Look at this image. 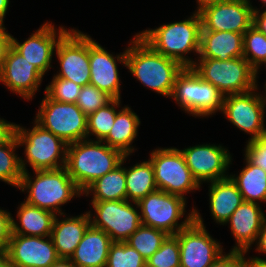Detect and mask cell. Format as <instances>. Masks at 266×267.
I'll return each mask as SVG.
<instances>
[{"mask_svg": "<svg viewBox=\"0 0 266 267\" xmlns=\"http://www.w3.org/2000/svg\"><path fill=\"white\" fill-rule=\"evenodd\" d=\"M30 124L27 127L17 123L15 132L19 149L23 148L20 155L23 172L65 167L67 143L33 119Z\"/></svg>", "mask_w": 266, "mask_h": 267, "instance_id": "5b68a950", "label": "cell"}, {"mask_svg": "<svg viewBox=\"0 0 266 267\" xmlns=\"http://www.w3.org/2000/svg\"><path fill=\"white\" fill-rule=\"evenodd\" d=\"M83 196L89 201L127 200L125 156L121 164L113 171L108 172L91 183L83 191Z\"/></svg>", "mask_w": 266, "mask_h": 267, "instance_id": "f1b7e54d", "label": "cell"}, {"mask_svg": "<svg viewBox=\"0 0 266 267\" xmlns=\"http://www.w3.org/2000/svg\"><path fill=\"white\" fill-rule=\"evenodd\" d=\"M253 8H263V7H266V0H258V3L260 2L259 6L257 7L256 5H254L253 1L252 0H248Z\"/></svg>", "mask_w": 266, "mask_h": 267, "instance_id": "f5cc1de1", "label": "cell"}, {"mask_svg": "<svg viewBox=\"0 0 266 267\" xmlns=\"http://www.w3.org/2000/svg\"><path fill=\"white\" fill-rule=\"evenodd\" d=\"M5 254L13 267H49L59 259L51 236L12 234Z\"/></svg>", "mask_w": 266, "mask_h": 267, "instance_id": "ffe728a7", "label": "cell"}, {"mask_svg": "<svg viewBox=\"0 0 266 267\" xmlns=\"http://www.w3.org/2000/svg\"><path fill=\"white\" fill-rule=\"evenodd\" d=\"M250 252H245L246 267H266V260H262L253 256H250Z\"/></svg>", "mask_w": 266, "mask_h": 267, "instance_id": "bcb514c9", "label": "cell"}, {"mask_svg": "<svg viewBox=\"0 0 266 267\" xmlns=\"http://www.w3.org/2000/svg\"><path fill=\"white\" fill-rule=\"evenodd\" d=\"M243 155L254 165L266 171V134L258 139L246 141Z\"/></svg>", "mask_w": 266, "mask_h": 267, "instance_id": "f35d334b", "label": "cell"}, {"mask_svg": "<svg viewBox=\"0 0 266 267\" xmlns=\"http://www.w3.org/2000/svg\"><path fill=\"white\" fill-rule=\"evenodd\" d=\"M89 34V62L91 68L90 84L106 92L113 99L122 100V76L119 66L126 70V51L111 52Z\"/></svg>", "mask_w": 266, "mask_h": 267, "instance_id": "e0dca14e", "label": "cell"}, {"mask_svg": "<svg viewBox=\"0 0 266 267\" xmlns=\"http://www.w3.org/2000/svg\"><path fill=\"white\" fill-rule=\"evenodd\" d=\"M19 150L15 135L0 146V181L14 189H18L23 175Z\"/></svg>", "mask_w": 266, "mask_h": 267, "instance_id": "4dcf8cb0", "label": "cell"}, {"mask_svg": "<svg viewBox=\"0 0 266 267\" xmlns=\"http://www.w3.org/2000/svg\"><path fill=\"white\" fill-rule=\"evenodd\" d=\"M263 70H265L266 71V61L263 63V65L261 66V67H259L258 69H257V71H256V86L258 87V88H263V90H265L266 91V79H265V81L262 83L261 82V84H260V82H259V80H260V74H262L261 73V71H263ZM263 84V85H262ZM263 86V87H262Z\"/></svg>", "mask_w": 266, "mask_h": 267, "instance_id": "f907efd6", "label": "cell"}, {"mask_svg": "<svg viewBox=\"0 0 266 267\" xmlns=\"http://www.w3.org/2000/svg\"><path fill=\"white\" fill-rule=\"evenodd\" d=\"M252 25L266 35V7L254 8Z\"/></svg>", "mask_w": 266, "mask_h": 267, "instance_id": "f6af8a7d", "label": "cell"}, {"mask_svg": "<svg viewBox=\"0 0 266 267\" xmlns=\"http://www.w3.org/2000/svg\"><path fill=\"white\" fill-rule=\"evenodd\" d=\"M148 156L146 157L153 166L158 190L181 196L187 201H189V194L192 195L201 191V186L192 176L181 151L177 147L157 146L149 151Z\"/></svg>", "mask_w": 266, "mask_h": 267, "instance_id": "ba28073f", "label": "cell"}, {"mask_svg": "<svg viewBox=\"0 0 266 267\" xmlns=\"http://www.w3.org/2000/svg\"><path fill=\"white\" fill-rule=\"evenodd\" d=\"M181 196L163 190L149 193L137 202L142 225L176 235L195 220V202L191 203ZM188 211V212H187Z\"/></svg>", "mask_w": 266, "mask_h": 267, "instance_id": "8992f818", "label": "cell"}, {"mask_svg": "<svg viewBox=\"0 0 266 267\" xmlns=\"http://www.w3.org/2000/svg\"><path fill=\"white\" fill-rule=\"evenodd\" d=\"M0 267H13L5 253H0Z\"/></svg>", "mask_w": 266, "mask_h": 267, "instance_id": "816d5d0a", "label": "cell"}, {"mask_svg": "<svg viewBox=\"0 0 266 267\" xmlns=\"http://www.w3.org/2000/svg\"><path fill=\"white\" fill-rule=\"evenodd\" d=\"M254 8L248 0H223L200 11L201 30L244 34L253 23Z\"/></svg>", "mask_w": 266, "mask_h": 267, "instance_id": "d6986e66", "label": "cell"}, {"mask_svg": "<svg viewBox=\"0 0 266 267\" xmlns=\"http://www.w3.org/2000/svg\"><path fill=\"white\" fill-rule=\"evenodd\" d=\"M133 155H125V177L127 200L130 202H138L149 193L156 191L157 185L155 182L153 166L149 159H142L138 162L130 164ZM131 160V162H130ZM129 164V166L127 165Z\"/></svg>", "mask_w": 266, "mask_h": 267, "instance_id": "83f0119b", "label": "cell"}, {"mask_svg": "<svg viewBox=\"0 0 266 267\" xmlns=\"http://www.w3.org/2000/svg\"><path fill=\"white\" fill-rule=\"evenodd\" d=\"M90 225L91 221L87 210L80 215L69 213L56 215L51 238L59 258L70 259Z\"/></svg>", "mask_w": 266, "mask_h": 267, "instance_id": "7402d4cb", "label": "cell"}, {"mask_svg": "<svg viewBox=\"0 0 266 267\" xmlns=\"http://www.w3.org/2000/svg\"><path fill=\"white\" fill-rule=\"evenodd\" d=\"M11 47V33L8 31L7 26L0 24V70L6 59L7 52Z\"/></svg>", "mask_w": 266, "mask_h": 267, "instance_id": "7bdbcfd3", "label": "cell"}, {"mask_svg": "<svg viewBox=\"0 0 266 267\" xmlns=\"http://www.w3.org/2000/svg\"><path fill=\"white\" fill-rule=\"evenodd\" d=\"M243 168L229 173L236 183L243 201L266 204V171L252 164L244 155ZM236 172V173H235Z\"/></svg>", "mask_w": 266, "mask_h": 267, "instance_id": "f546056e", "label": "cell"}, {"mask_svg": "<svg viewBox=\"0 0 266 267\" xmlns=\"http://www.w3.org/2000/svg\"><path fill=\"white\" fill-rule=\"evenodd\" d=\"M168 236L165 231L141 225L125 243L137 250L147 261Z\"/></svg>", "mask_w": 266, "mask_h": 267, "instance_id": "d6a6232c", "label": "cell"}, {"mask_svg": "<svg viewBox=\"0 0 266 267\" xmlns=\"http://www.w3.org/2000/svg\"><path fill=\"white\" fill-rule=\"evenodd\" d=\"M112 99L106 92L88 84L81 88L76 104L88 116L108 104Z\"/></svg>", "mask_w": 266, "mask_h": 267, "instance_id": "74e56055", "label": "cell"}, {"mask_svg": "<svg viewBox=\"0 0 266 267\" xmlns=\"http://www.w3.org/2000/svg\"><path fill=\"white\" fill-rule=\"evenodd\" d=\"M72 28L63 24L58 25L52 20H45L39 28L34 29L27 38L18 40L11 34V46L34 65L44 76H49V70H54V55L60 39Z\"/></svg>", "mask_w": 266, "mask_h": 267, "instance_id": "2e32d148", "label": "cell"}, {"mask_svg": "<svg viewBox=\"0 0 266 267\" xmlns=\"http://www.w3.org/2000/svg\"><path fill=\"white\" fill-rule=\"evenodd\" d=\"M146 263L151 267H180L178 239L174 235H169Z\"/></svg>", "mask_w": 266, "mask_h": 267, "instance_id": "d590c367", "label": "cell"}, {"mask_svg": "<svg viewBox=\"0 0 266 267\" xmlns=\"http://www.w3.org/2000/svg\"><path fill=\"white\" fill-rule=\"evenodd\" d=\"M57 62L52 76L73 81L83 87L90 84L89 34L71 28L58 42L54 55ZM56 71V72H55Z\"/></svg>", "mask_w": 266, "mask_h": 267, "instance_id": "5bb4252c", "label": "cell"}, {"mask_svg": "<svg viewBox=\"0 0 266 267\" xmlns=\"http://www.w3.org/2000/svg\"><path fill=\"white\" fill-rule=\"evenodd\" d=\"M44 75L20 55L12 46L0 70V84L23 102H31L40 92Z\"/></svg>", "mask_w": 266, "mask_h": 267, "instance_id": "ac0fdd59", "label": "cell"}, {"mask_svg": "<svg viewBox=\"0 0 266 267\" xmlns=\"http://www.w3.org/2000/svg\"><path fill=\"white\" fill-rule=\"evenodd\" d=\"M141 119L130 105H125L117 112L113 127L102 140L109 147L120 150L124 155H135L139 149L135 141H138Z\"/></svg>", "mask_w": 266, "mask_h": 267, "instance_id": "cb8c5ba5", "label": "cell"}, {"mask_svg": "<svg viewBox=\"0 0 266 267\" xmlns=\"http://www.w3.org/2000/svg\"><path fill=\"white\" fill-rule=\"evenodd\" d=\"M196 2V7L194 12H200L202 11L205 7L216 4L218 2H221L223 0H195Z\"/></svg>", "mask_w": 266, "mask_h": 267, "instance_id": "c3c4849f", "label": "cell"}, {"mask_svg": "<svg viewBox=\"0 0 266 267\" xmlns=\"http://www.w3.org/2000/svg\"><path fill=\"white\" fill-rule=\"evenodd\" d=\"M265 206L243 201L222 227H228L233 237L229 250L249 252L256 244L259 232L266 220Z\"/></svg>", "mask_w": 266, "mask_h": 267, "instance_id": "44dd1931", "label": "cell"}, {"mask_svg": "<svg viewBox=\"0 0 266 267\" xmlns=\"http://www.w3.org/2000/svg\"><path fill=\"white\" fill-rule=\"evenodd\" d=\"M184 18L159 23L136 34L154 51L191 68L199 57L202 20L200 13L194 11Z\"/></svg>", "mask_w": 266, "mask_h": 267, "instance_id": "6da1fadb", "label": "cell"}, {"mask_svg": "<svg viewBox=\"0 0 266 267\" xmlns=\"http://www.w3.org/2000/svg\"><path fill=\"white\" fill-rule=\"evenodd\" d=\"M124 156L103 141L84 139L67 144L65 168L83 192L96 179L119 166Z\"/></svg>", "mask_w": 266, "mask_h": 267, "instance_id": "277c9868", "label": "cell"}, {"mask_svg": "<svg viewBox=\"0 0 266 267\" xmlns=\"http://www.w3.org/2000/svg\"><path fill=\"white\" fill-rule=\"evenodd\" d=\"M17 123L8 121L0 115V146L6 144L14 135Z\"/></svg>", "mask_w": 266, "mask_h": 267, "instance_id": "b9f144b4", "label": "cell"}, {"mask_svg": "<svg viewBox=\"0 0 266 267\" xmlns=\"http://www.w3.org/2000/svg\"><path fill=\"white\" fill-rule=\"evenodd\" d=\"M170 99L187 117L204 120L221 113L224 95L192 68H184L175 80Z\"/></svg>", "mask_w": 266, "mask_h": 267, "instance_id": "52a82bcc", "label": "cell"}, {"mask_svg": "<svg viewBox=\"0 0 266 267\" xmlns=\"http://www.w3.org/2000/svg\"><path fill=\"white\" fill-rule=\"evenodd\" d=\"M127 42L126 69L136 83L166 99H170L177 76L184 67L154 51L137 34Z\"/></svg>", "mask_w": 266, "mask_h": 267, "instance_id": "7a4b0ae2", "label": "cell"}, {"mask_svg": "<svg viewBox=\"0 0 266 267\" xmlns=\"http://www.w3.org/2000/svg\"><path fill=\"white\" fill-rule=\"evenodd\" d=\"M204 81L215 86L224 96L245 93L256 88V71L244 58L221 61L197 58L191 67Z\"/></svg>", "mask_w": 266, "mask_h": 267, "instance_id": "9c48e42d", "label": "cell"}, {"mask_svg": "<svg viewBox=\"0 0 266 267\" xmlns=\"http://www.w3.org/2000/svg\"><path fill=\"white\" fill-rule=\"evenodd\" d=\"M33 120L65 143L87 139V116L76 103H62L51 99L45 92Z\"/></svg>", "mask_w": 266, "mask_h": 267, "instance_id": "8fae6325", "label": "cell"}, {"mask_svg": "<svg viewBox=\"0 0 266 267\" xmlns=\"http://www.w3.org/2000/svg\"><path fill=\"white\" fill-rule=\"evenodd\" d=\"M11 6V0H0V24L6 25V17L9 13Z\"/></svg>", "mask_w": 266, "mask_h": 267, "instance_id": "7dc6e473", "label": "cell"}, {"mask_svg": "<svg viewBox=\"0 0 266 267\" xmlns=\"http://www.w3.org/2000/svg\"><path fill=\"white\" fill-rule=\"evenodd\" d=\"M49 267H77L70 259L59 258L56 262L52 263Z\"/></svg>", "mask_w": 266, "mask_h": 267, "instance_id": "681fc988", "label": "cell"}, {"mask_svg": "<svg viewBox=\"0 0 266 267\" xmlns=\"http://www.w3.org/2000/svg\"><path fill=\"white\" fill-rule=\"evenodd\" d=\"M208 267H246L245 252L225 250Z\"/></svg>", "mask_w": 266, "mask_h": 267, "instance_id": "ab89813d", "label": "cell"}, {"mask_svg": "<svg viewBox=\"0 0 266 267\" xmlns=\"http://www.w3.org/2000/svg\"><path fill=\"white\" fill-rule=\"evenodd\" d=\"M45 85L44 92L53 100L62 103H76L80 95L81 86L73 81L52 76Z\"/></svg>", "mask_w": 266, "mask_h": 267, "instance_id": "8d00e7d4", "label": "cell"}, {"mask_svg": "<svg viewBox=\"0 0 266 267\" xmlns=\"http://www.w3.org/2000/svg\"><path fill=\"white\" fill-rule=\"evenodd\" d=\"M112 243L108 234L90 225L70 260L77 267H105Z\"/></svg>", "mask_w": 266, "mask_h": 267, "instance_id": "d4e9b609", "label": "cell"}, {"mask_svg": "<svg viewBox=\"0 0 266 267\" xmlns=\"http://www.w3.org/2000/svg\"><path fill=\"white\" fill-rule=\"evenodd\" d=\"M251 250L252 251H249L250 253L255 252L254 253L255 255L253 256H255L256 258L262 259V260H266V220L262 226L261 231L259 232L257 242L251 248ZM256 254L258 255L256 256Z\"/></svg>", "mask_w": 266, "mask_h": 267, "instance_id": "ee69618b", "label": "cell"}, {"mask_svg": "<svg viewBox=\"0 0 266 267\" xmlns=\"http://www.w3.org/2000/svg\"><path fill=\"white\" fill-rule=\"evenodd\" d=\"M105 267H146V260L125 242H113Z\"/></svg>", "mask_w": 266, "mask_h": 267, "instance_id": "e575fe53", "label": "cell"}, {"mask_svg": "<svg viewBox=\"0 0 266 267\" xmlns=\"http://www.w3.org/2000/svg\"><path fill=\"white\" fill-rule=\"evenodd\" d=\"M243 57L255 71L266 61V35L253 25L243 34Z\"/></svg>", "mask_w": 266, "mask_h": 267, "instance_id": "836d02e7", "label": "cell"}, {"mask_svg": "<svg viewBox=\"0 0 266 267\" xmlns=\"http://www.w3.org/2000/svg\"><path fill=\"white\" fill-rule=\"evenodd\" d=\"M220 114L229 125L248 135L246 141L258 139L266 134V91L256 87L224 96Z\"/></svg>", "mask_w": 266, "mask_h": 267, "instance_id": "30bf717a", "label": "cell"}, {"mask_svg": "<svg viewBox=\"0 0 266 267\" xmlns=\"http://www.w3.org/2000/svg\"><path fill=\"white\" fill-rule=\"evenodd\" d=\"M11 236V211L0 206V253H5Z\"/></svg>", "mask_w": 266, "mask_h": 267, "instance_id": "60d3db41", "label": "cell"}, {"mask_svg": "<svg viewBox=\"0 0 266 267\" xmlns=\"http://www.w3.org/2000/svg\"><path fill=\"white\" fill-rule=\"evenodd\" d=\"M200 211L195 206V220L174 235L180 247V267H208L227 249L210 234Z\"/></svg>", "mask_w": 266, "mask_h": 267, "instance_id": "4fadbf2b", "label": "cell"}, {"mask_svg": "<svg viewBox=\"0 0 266 267\" xmlns=\"http://www.w3.org/2000/svg\"><path fill=\"white\" fill-rule=\"evenodd\" d=\"M11 213L12 234L26 236H51L56 215L50 211L31 206L25 201L18 202ZM15 215V216H14Z\"/></svg>", "mask_w": 266, "mask_h": 267, "instance_id": "484cf974", "label": "cell"}, {"mask_svg": "<svg viewBox=\"0 0 266 267\" xmlns=\"http://www.w3.org/2000/svg\"><path fill=\"white\" fill-rule=\"evenodd\" d=\"M191 171L194 179L204 188V184L229 177L234 165V154L226 145L213 142H199L192 146L177 147Z\"/></svg>", "mask_w": 266, "mask_h": 267, "instance_id": "9a60e30c", "label": "cell"}, {"mask_svg": "<svg viewBox=\"0 0 266 267\" xmlns=\"http://www.w3.org/2000/svg\"><path fill=\"white\" fill-rule=\"evenodd\" d=\"M121 99L108 104L87 116V139L102 141L113 127L117 112L124 106Z\"/></svg>", "mask_w": 266, "mask_h": 267, "instance_id": "1f68e13d", "label": "cell"}, {"mask_svg": "<svg viewBox=\"0 0 266 267\" xmlns=\"http://www.w3.org/2000/svg\"><path fill=\"white\" fill-rule=\"evenodd\" d=\"M206 184L211 219L222 227L243 202L242 195L230 176Z\"/></svg>", "mask_w": 266, "mask_h": 267, "instance_id": "603a6c76", "label": "cell"}, {"mask_svg": "<svg viewBox=\"0 0 266 267\" xmlns=\"http://www.w3.org/2000/svg\"><path fill=\"white\" fill-rule=\"evenodd\" d=\"M243 57V34L230 31L201 30L198 58L221 61Z\"/></svg>", "mask_w": 266, "mask_h": 267, "instance_id": "4316f807", "label": "cell"}, {"mask_svg": "<svg viewBox=\"0 0 266 267\" xmlns=\"http://www.w3.org/2000/svg\"><path fill=\"white\" fill-rule=\"evenodd\" d=\"M88 205L91 225L108 234L113 242H125L142 225L136 202L89 201Z\"/></svg>", "mask_w": 266, "mask_h": 267, "instance_id": "7c38bea8", "label": "cell"}, {"mask_svg": "<svg viewBox=\"0 0 266 267\" xmlns=\"http://www.w3.org/2000/svg\"><path fill=\"white\" fill-rule=\"evenodd\" d=\"M25 194L23 201L40 209L60 215L67 213L63 207L81 197L83 192L67 173L65 167L52 170L23 172L18 187Z\"/></svg>", "mask_w": 266, "mask_h": 267, "instance_id": "3957f363", "label": "cell"}]
</instances>
